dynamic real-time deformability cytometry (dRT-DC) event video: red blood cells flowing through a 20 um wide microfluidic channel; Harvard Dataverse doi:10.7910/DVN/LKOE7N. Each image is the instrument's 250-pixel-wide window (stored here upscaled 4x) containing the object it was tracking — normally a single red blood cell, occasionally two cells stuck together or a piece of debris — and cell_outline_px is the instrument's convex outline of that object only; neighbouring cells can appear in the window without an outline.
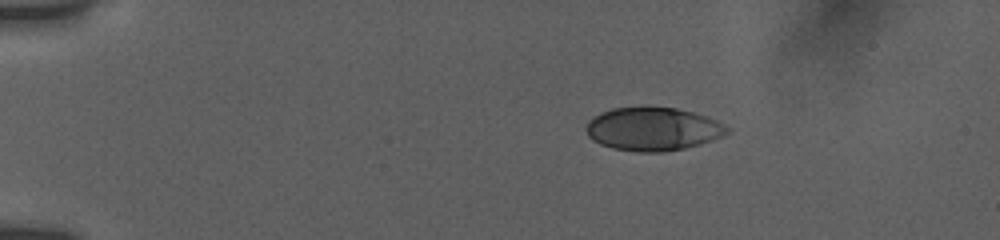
{"species": "human", "species_latin": "Homo sapiens", "temperature_condition": "room temperature", "stored_images_in_passage": 56, "camera_frame_rate_fps": 3000, "um_per_image_px": 0.085, "donor": {"sex": "female"}, "frame": {"image": 1, "passage_image": 1, "time_ms": 0.0, "image_size_px": [1000, 240], "cell_outline_px": [[728, 132], [712, 140], [700, 144], [684, 148], [660, 152], [640, 152], [612, 148], [600, 144], [592, 140], [588, 136], [584, 128], [588, 120], [600, 112], [612, 108], [644, 104], [648, 104], [676, 108], [692, 112], [716, 120], [724, 124], [728, 128]], "centroid_in_image_um": [55.42, 10.92], "position_along_channel_um": 29.6, "area_um2": 36.24}}
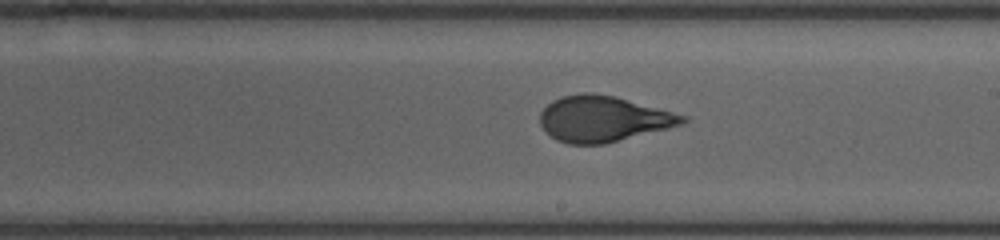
{"frame": {"image": 2, "passage_image": 30, "time_ms": 7.667, "image_size_px": [1000, 240], "cell_outline_px": [[688, 120], [684, 124], [604, 144], [568, 144], [556, 140], [540, 124], [540, 112], [552, 100], [560, 96], [584, 92], [588, 92], [616, 96], [688, 116]], "centroid_in_image_um": [51.28, 10.09], "position_along_channel_um": 237.7, "area_um2": 38.03}}
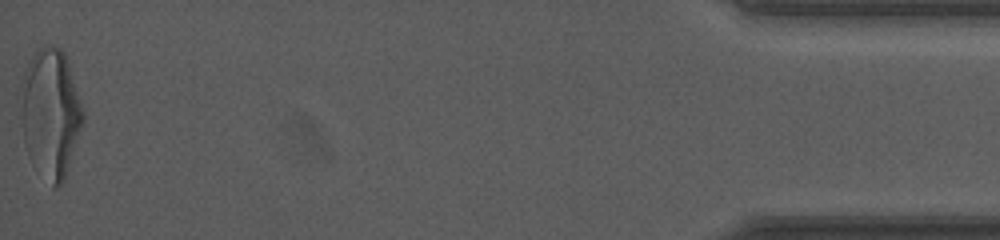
{"frame": {"image": 3, "passage_image": 56, "time_ms": 15.0, "image_size_px": [1000, 240], "cell_outline_px": [[84, 120], [64, 180], [60, 184], [52, 188], [28, 156], [24, 144], [20, 116], [24, 72], [28, 60], [44, 44], [52, 44], [60, 48], [64, 52], [68, 60], [84, 116]], "centroid_in_image_um": [4.28, 9.6], "position_along_channel_um": 430.9, "area_um2": 46.53}, "authors_computed_cell_mechanics": {"area_um2": 37.4544, "velocity_mm_per_s": 3.7856, "shape_relaxation_time_tau1_ms": 3.8796, "shape_relaxation_time_tau2_ms": null, "deformation_change_tau1": 0.1827, "deformation_change_tau2": null}}